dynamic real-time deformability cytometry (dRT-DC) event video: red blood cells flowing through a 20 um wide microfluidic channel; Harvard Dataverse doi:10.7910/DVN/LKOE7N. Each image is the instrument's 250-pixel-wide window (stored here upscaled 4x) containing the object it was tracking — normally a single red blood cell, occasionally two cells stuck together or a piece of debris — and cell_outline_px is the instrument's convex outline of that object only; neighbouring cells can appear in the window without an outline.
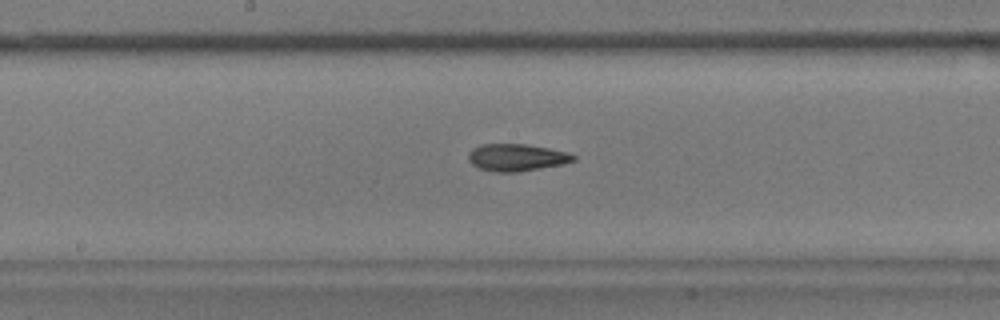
{"species": "common noctule bat (a hibernating species)", "species_latin": "Nyctalus noctula", "temperature_condition": "warm", "stored_images_in_passage": 42, "camera_frame_rate_fps": 3000, "um_per_image_px": 0.085, "animal": {"sex": "male", "body_mass_g": 17.9}, "frame": {"image": 1, "passage_image": 21, "time_ms": 6.667, "image_size_px": [1000, 320], "cell_outline_px": [[576, 160], [564, 164], [520, 172], [492, 172], [480, 168], [472, 164], [468, 160], [468, 152], [472, 148], [480, 144], [528, 144], [568, 152], [576, 156]], "centroid_in_image_um": [43.91, 13.38], "position_along_channel_um": 204.3, "area_um2": 16.88}}
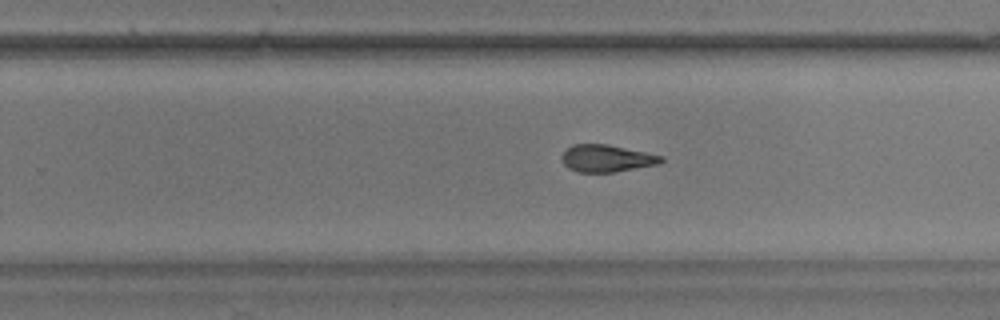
{"frame": {"image": 2, "passage_image": 27, "time_ms": 8.667, "image_size_px": [1000, 320], "cell_outline_px": [[664, 160], [656, 164], [612, 172], [580, 172], [568, 168], [564, 164], [560, 156], [572, 144], [608, 144], [664, 156]], "centroid_in_image_um": [51.53, 13.45], "position_along_channel_um": 278.3, "area_um2": 15.55}}
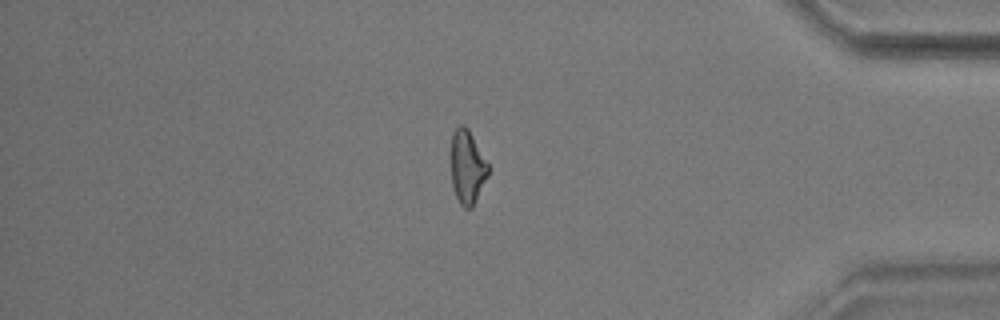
{"frame": {"image": 3, "passage_image": 39, "time_ms": 12.667, "image_size_px": [1000, 320], "cell_outline_px": [[488, 176], [472, 208], [464, 208], [460, 204], [456, 196], [452, 184], [452, 132], [460, 124], [464, 124], [468, 128], [488, 164]], "centroid_in_image_um": [39.72, 14.2], "position_along_channel_um": 395.5, "area_um2": 15.72}}